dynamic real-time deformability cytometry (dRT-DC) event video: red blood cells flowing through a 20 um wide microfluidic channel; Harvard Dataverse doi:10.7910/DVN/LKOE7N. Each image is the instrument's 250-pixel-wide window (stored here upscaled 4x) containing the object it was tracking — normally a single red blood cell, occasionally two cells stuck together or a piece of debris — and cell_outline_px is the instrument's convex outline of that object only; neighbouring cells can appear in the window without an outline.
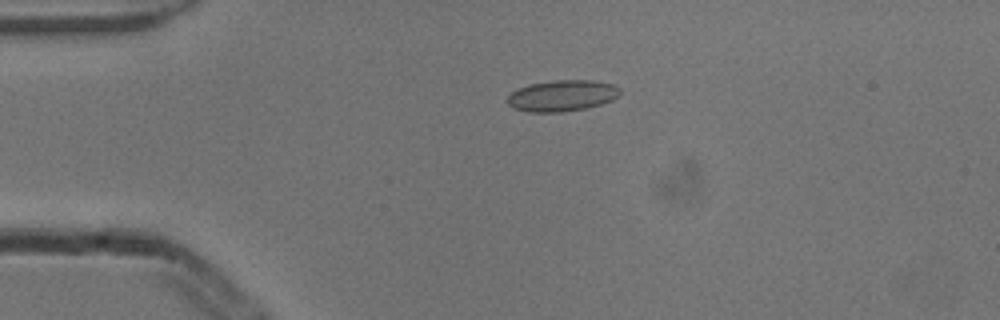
{"species": "common noctule bat (a hibernating species)", "species_latin": "Nyctalus noctula", "temperature_condition": "cold", "stored_images_in_passage": 4, "camera_frame_rate_fps": 3000, "um_per_image_px": 0.085, "animal": {"sex": "male", "body_mass_g": 13.3}, "frame": {"image": 1, "passage_image": 3, "time_ms": 0.667, "image_size_px": [1000, 320], "cell_outline_px": [[620, 92], [612, 100], [600, 104], [584, 108], [560, 112], [528, 112], [512, 108], [508, 104], [508, 96], [512, 92], [528, 84], [556, 80], [592, 80], [612, 84], [620, 88]], "centroid_in_image_um": [47.75, 8.13], "position_along_channel_um": 37.2, "area_um2": 20.29}}